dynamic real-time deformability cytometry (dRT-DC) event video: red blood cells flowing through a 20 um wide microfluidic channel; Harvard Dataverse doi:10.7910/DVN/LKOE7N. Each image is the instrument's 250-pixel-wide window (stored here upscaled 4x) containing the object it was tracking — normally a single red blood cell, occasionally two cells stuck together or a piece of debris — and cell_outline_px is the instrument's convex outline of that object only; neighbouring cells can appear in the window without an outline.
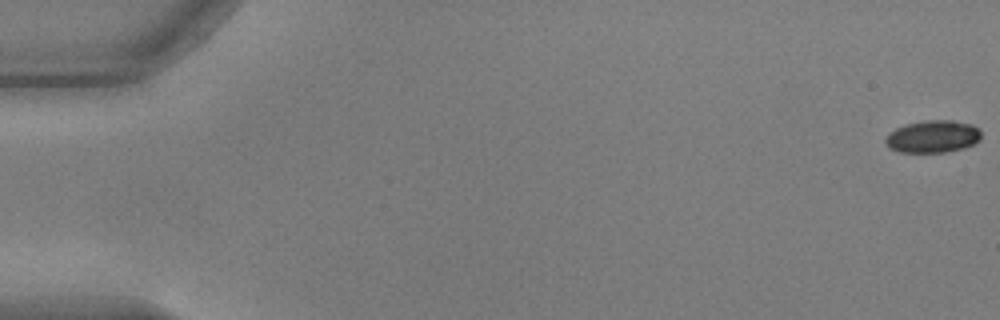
{"species": "common noctule bat (a hibernating species)", "species_latin": "Nyctalus noctula", "temperature_condition": "warm", "stored_images_in_passage": 52, "camera_frame_rate_fps": 3000, "um_per_image_px": 0.085, "animal": {"sex": "male", "body_mass_g": 17.9, "forearm_length_mm": 54.2}, "frame": {"image": 1, "passage_image": 1, "time_ms": 0.0, "image_size_px": [1000, 320], "cell_outline_px": [[980, 140], [964, 148], [944, 152], [900, 152], [888, 148], [884, 140], [888, 132], [904, 124], [928, 120], [952, 120], [972, 124], [980, 128]], "centroid_in_image_um": [79.27, 11.6], "position_along_channel_um": 5.7, "area_um2": 18.21}}
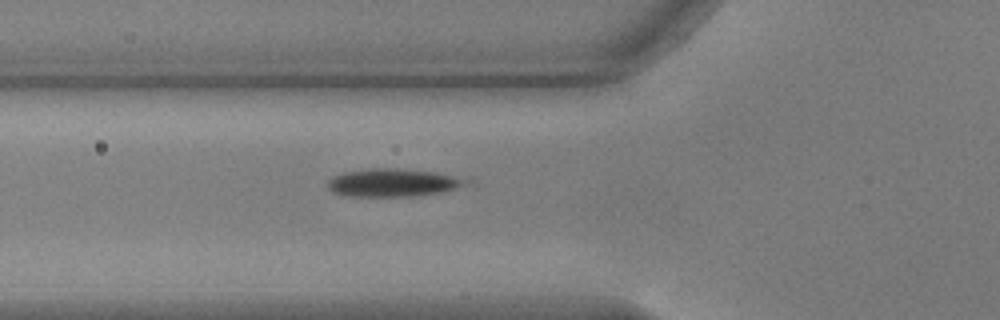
{"frame": {"image": 2, "passage_image": 21, "time_ms": 6.667, "image_size_px": [1000, 320], "cell_outline_px": [[476, 184], [444, 192], [420, 196], [348, 196], [332, 192], [328, 188], [328, 180], [332, 176], [344, 172], [372, 168], [396, 168], [436, 172], [476, 180]], "centroid_in_image_um": [33.56, 15.53], "position_along_channel_um": 92.2, "area_um2": 23.24}}
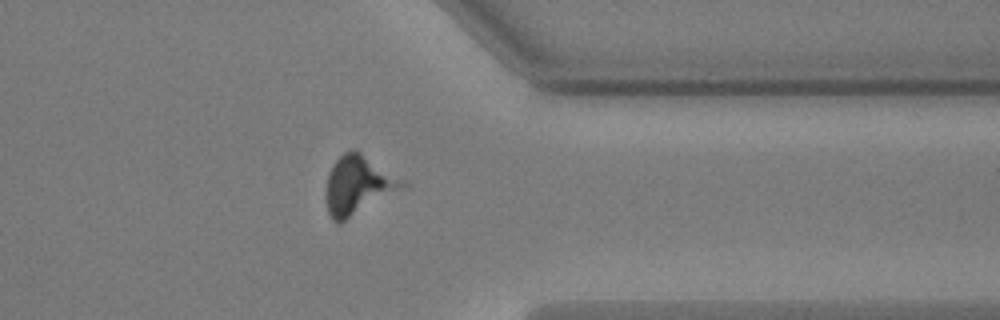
{"frame": {"image": 3, "passage_image": 45, "time_ms": 14.667, "image_size_px": [1000, 320], "cell_outline_px": [[408, 184], [340, 224], [336, 224], [332, 220], [328, 212], [324, 196], [328, 172], [332, 164], [344, 152], [352, 148], [356, 148], [404, 180]], "centroid_in_image_um": [30.37, 15.72], "position_along_channel_um": 381.0, "area_um2": 26.3}}